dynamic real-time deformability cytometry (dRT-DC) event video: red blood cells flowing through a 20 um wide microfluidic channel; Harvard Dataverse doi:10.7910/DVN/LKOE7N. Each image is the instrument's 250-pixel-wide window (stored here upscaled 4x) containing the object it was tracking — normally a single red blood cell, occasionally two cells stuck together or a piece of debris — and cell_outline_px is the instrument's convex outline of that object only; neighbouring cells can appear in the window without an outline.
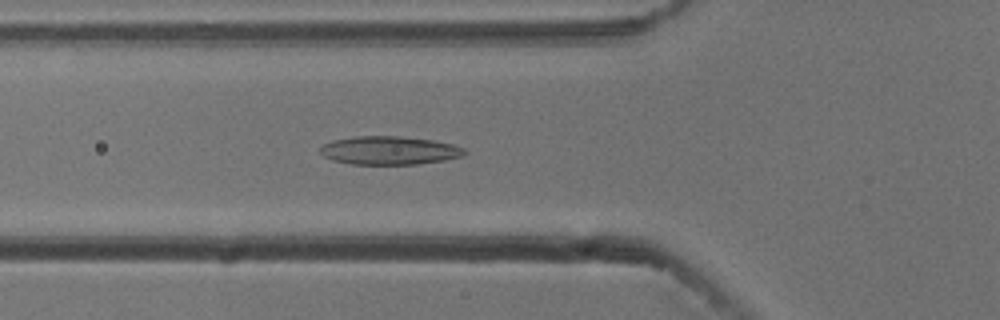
{"species": "common noctule bat (a hibernating species)", "species_latin": "Nyctalus noctula", "temperature_condition": "cold", "stored_images_in_passage": 53, "camera_frame_rate_fps": 3000, "um_per_image_px": 0.085, "animal": {"sex": "male", "body_mass_g": 13.3}, "frame": {"image": 1, "passage_image": 18, "time_ms": 5.667, "image_size_px": [1000, 320], "cell_outline_px": [[468, 152], [460, 156], [444, 160], [416, 164], [352, 164], [332, 160], [324, 156], [320, 152], [320, 148], [324, 144], [332, 140], [356, 136], [396, 136], [432, 140], [452, 144], [464, 148]], "centroid_in_image_um": [33.07, 12.78], "position_along_channel_um": 92.7, "area_um2": 23.7}}
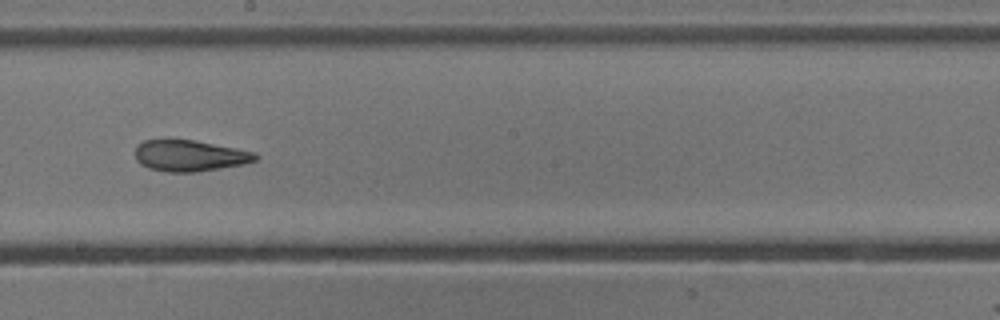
{"frame": {"image": 2, "passage_image": 29, "time_ms": 9.333, "image_size_px": [1000, 320], "cell_outline_px": [[260, 156], [256, 160], [244, 164], [196, 172], [164, 172], [148, 168], [140, 164], [136, 160], [136, 144], [144, 140], [164, 136], [196, 140], [256, 152]], "centroid_in_image_um": [16.07, 13.19], "position_along_channel_um": 232.1, "area_um2": 22.77}}
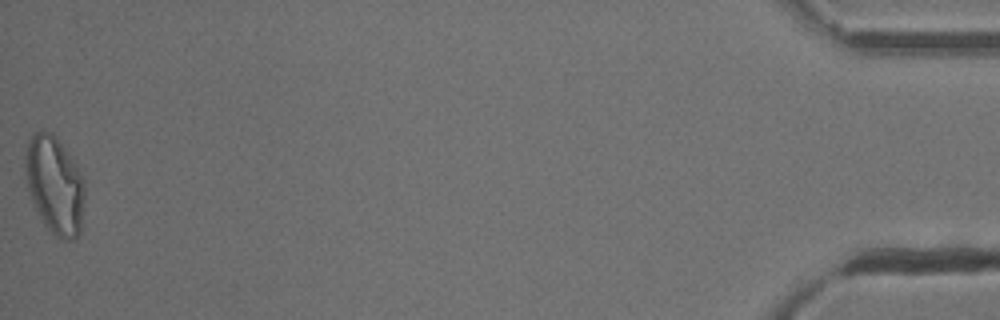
{"frame": {"image": 3, "passage_image": 53, "time_ms": 17.333, "image_size_px": [1000, 320], "cell_outline_px": [[84, 200], [80, 232], [72, 240], [64, 240], [56, 236], [44, 224], [36, 212], [28, 188], [24, 168], [24, 156], [28, 140], [36, 132], [52, 132], [56, 136], [76, 164], [84, 180]], "centroid_in_image_um": [4.64, 15.72], "position_along_channel_um": 430.6, "area_um2": 33.87}, "authors_computed_cell_mechanics": {"area_um2": 23.9292, "velocity_mm_per_s": 3.7778, "shape_relaxation_time_tau1_ms": 11.2835, "shape_relaxation_time_tau2_ms": 2.0767, "deformation_change_tau1": 0.2562, "deformation_change_tau2": 0.1007}}